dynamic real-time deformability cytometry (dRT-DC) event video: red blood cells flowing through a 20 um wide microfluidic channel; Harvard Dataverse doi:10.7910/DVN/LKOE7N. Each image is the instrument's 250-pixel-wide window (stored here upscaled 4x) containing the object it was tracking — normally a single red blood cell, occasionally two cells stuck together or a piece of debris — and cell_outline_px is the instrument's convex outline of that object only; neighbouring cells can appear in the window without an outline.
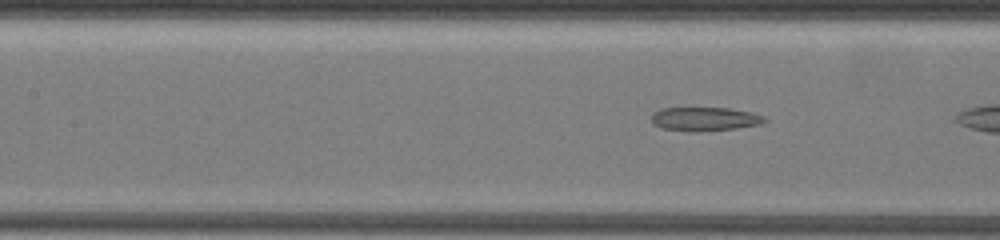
{"species": "common noctule bat (a hibernating species)", "species_latin": "Nyctalus noctula", "temperature_condition": "warm", "stored_images_in_passage": 8, "camera_frame_rate_fps": 3000, "um_per_image_px": 0.085, "animal": {"sex": "female", "body_mass_g": 19.5, "forearm_length_mm": 54.1}, "frame": {"image": 1, "passage_image": 6, "time_ms": 1.667, "image_size_px": [1000, 240], "cell_outline_px": [[768, 120], [760, 124], [736, 128], [692, 132], [688, 132], [660, 128], [652, 124], [652, 112], [660, 108], [728, 108], [748, 112], [764, 116]], "centroid_in_image_um": [59.83, 10.12], "position_along_channel_um": 147.6, "area_um2": 15.72}}